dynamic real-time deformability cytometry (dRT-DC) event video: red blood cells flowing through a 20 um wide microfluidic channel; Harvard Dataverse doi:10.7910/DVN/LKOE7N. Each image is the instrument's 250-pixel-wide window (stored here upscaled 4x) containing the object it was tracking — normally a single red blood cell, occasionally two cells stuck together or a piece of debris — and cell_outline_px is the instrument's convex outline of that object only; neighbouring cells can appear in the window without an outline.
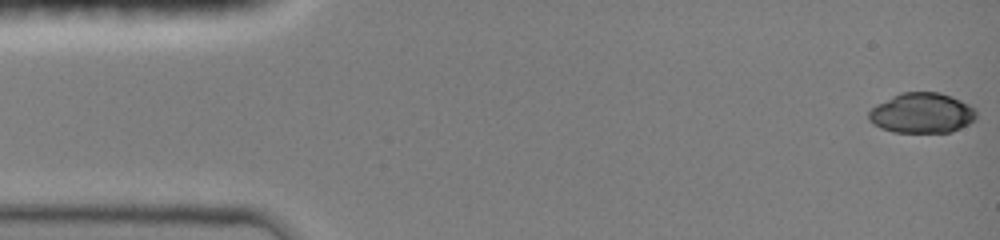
{"species": "common noctule bat (a hibernating species)", "species_latin": "Nyctalus noctula", "temperature_condition": "room temperature", "stored_images_in_passage": 47, "camera_frame_rate_fps": 3000, "um_per_image_px": 0.085, "animal": {"sex": "female", "body_mass_g": 19.0, "forearm_length_mm": 51.5}, "frame": {"image": 1, "passage_image": 1, "time_ms": 0.0, "image_size_px": [1000, 240], "cell_outline_px": [[976, 120], [952, 132], [892, 132], [880, 128], [872, 124], [868, 120], [868, 112], [876, 104], [900, 92], [940, 92], [952, 96], [976, 108]], "centroid_in_image_um": [78.35, 9.61], "position_along_channel_um": 6.6, "area_um2": 25.49}}
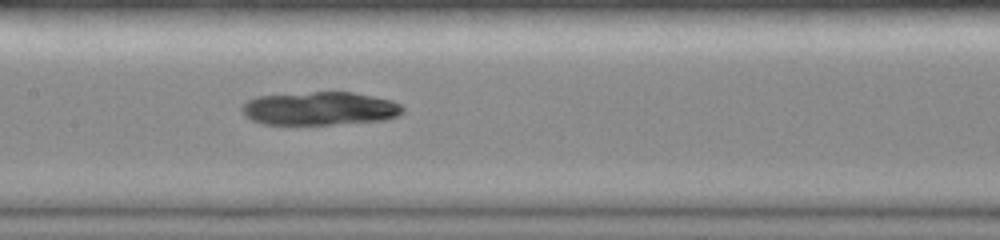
{"frame": {"image": 2, "passage_image": 23, "time_ms": 7.333, "image_size_px": [1000, 240], "cell_outline_px": [[404, 112], [400, 116], [388, 120], [332, 124], [264, 124], [252, 120], [244, 116], [240, 108], [248, 100], [256, 96], [312, 92], [352, 92], [392, 100], [400, 104], [404, 108]], "centroid_in_image_um": [27.21, 9.22], "position_along_channel_um": 180.2, "area_um2": 31.44}}
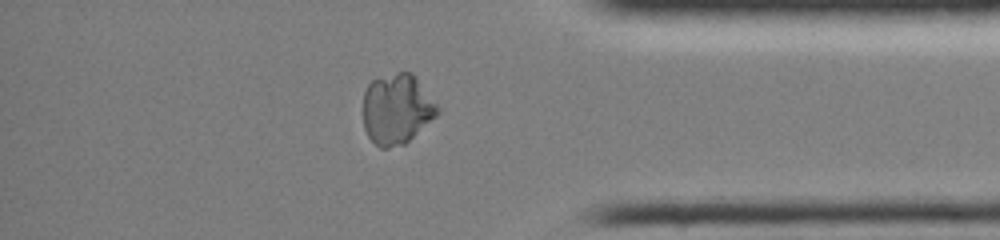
{"frame": {"image": 3, "passage_image": 40, "time_ms": 13.0, "image_size_px": [1000, 240], "cell_outline_px": [[440, 112], [436, 116], [404, 144], [388, 148], [380, 148], [368, 136], [364, 128], [364, 92], [368, 84], [372, 80], [396, 72], [412, 72], [416, 76], [440, 108]], "centroid_in_image_um": [33.74, 9.25], "position_along_channel_um": 401.5, "area_um2": 30.4}}